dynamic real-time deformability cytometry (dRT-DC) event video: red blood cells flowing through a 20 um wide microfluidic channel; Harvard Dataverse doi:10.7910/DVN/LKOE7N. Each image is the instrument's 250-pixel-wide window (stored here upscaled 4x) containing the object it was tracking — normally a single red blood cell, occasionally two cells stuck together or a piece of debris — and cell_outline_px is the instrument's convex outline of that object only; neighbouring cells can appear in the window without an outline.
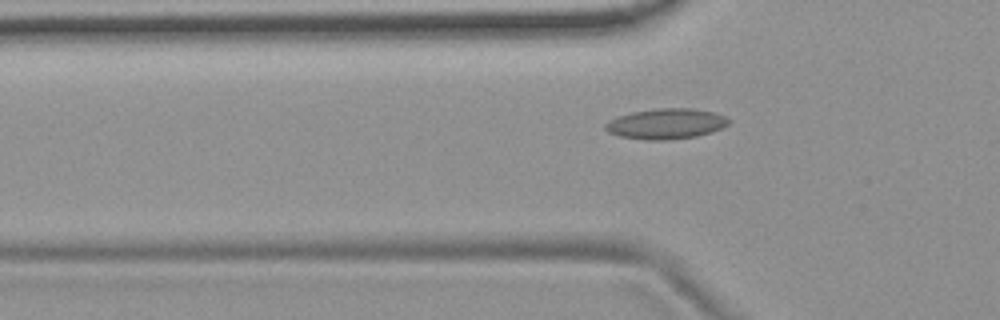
{"species": "common noctule bat (a hibernating species)", "species_latin": "Nyctalus noctula", "temperature_condition": "room temperature", "stored_images_in_passage": 36, "camera_frame_rate_fps": 3000, "um_per_image_px": 0.085, "animal": {"sex": "female", "body_mass_g": 19.9}, "frame": {"image": 1, "passage_image": 7, "time_ms": 2.0, "image_size_px": [1000, 320], "cell_outline_px": [[732, 120], [728, 124], [712, 132], [696, 136], [668, 140], [648, 140], [620, 136], [608, 132], [604, 128], [604, 124], [608, 120], [616, 116], [632, 112], [656, 108], [692, 108], [712, 112], [724, 116]], "centroid_in_image_um": [56.59, 10.51], "position_along_channel_um": 69.2, "area_um2": 21.96}}
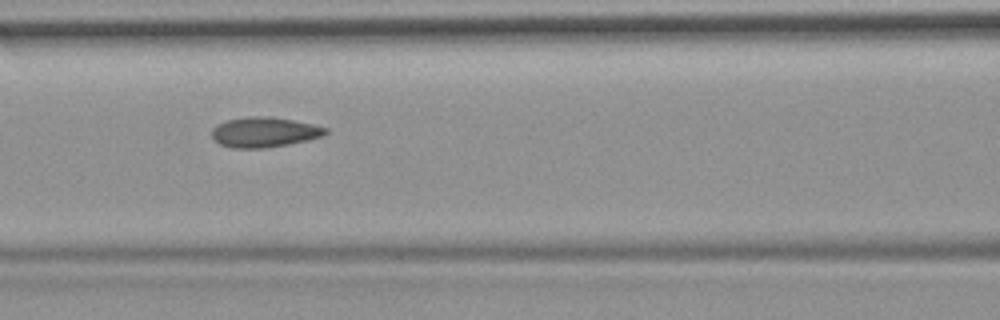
{"frame": {"image": 2, "passage_image": 13, "time_ms": 4.0, "image_size_px": [1000, 320], "cell_outline_px": [[328, 132], [324, 136], [308, 140], [288, 144], [264, 148], [232, 148], [220, 144], [212, 136], [212, 128], [228, 120], [252, 116], [272, 116], [312, 124], [328, 128]], "centroid_in_image_um": [22.5, 11.23], "position_along_channel_um": 144.1, "area_um2": 19.83}}
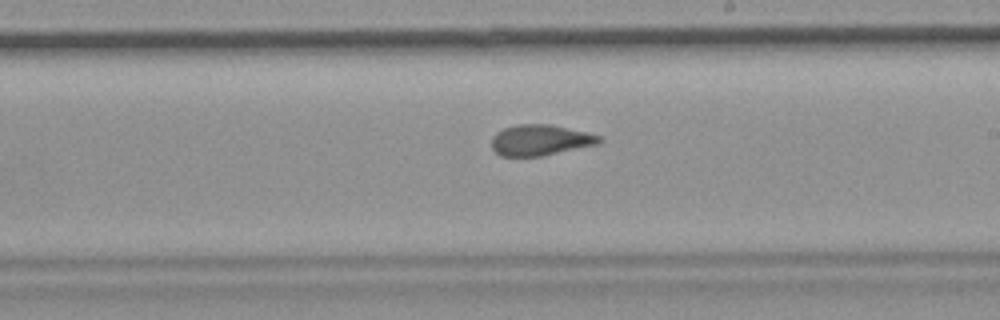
{"frame": {"image": 3, "passage_image": 21, "time_ms": 6.667, "image_size_px": [1000, 320], "cell_outline_px": [[600, 144], [544, 156], [500, 156], [492, 148], [492, 136], [496, 132], [504, 128], [520, 124], [552, 124], [588, 132], [600, 136]], "centroid_in_image_um": [45.94, 11.91], "position_along_channel_um": 243.1, "area_um2": 19.54}, "authors_computed_cell_mechanics": {"area_um2": 20.0277, "velocity_mm_per_s": 3.7344, "shape_relaxation_time_tau1_ms": null, "shape_relaxation_time_tau2_ms": 1.7401, "deformation_change_tau1": null, "deformation_change_tau2": 0.0771}}